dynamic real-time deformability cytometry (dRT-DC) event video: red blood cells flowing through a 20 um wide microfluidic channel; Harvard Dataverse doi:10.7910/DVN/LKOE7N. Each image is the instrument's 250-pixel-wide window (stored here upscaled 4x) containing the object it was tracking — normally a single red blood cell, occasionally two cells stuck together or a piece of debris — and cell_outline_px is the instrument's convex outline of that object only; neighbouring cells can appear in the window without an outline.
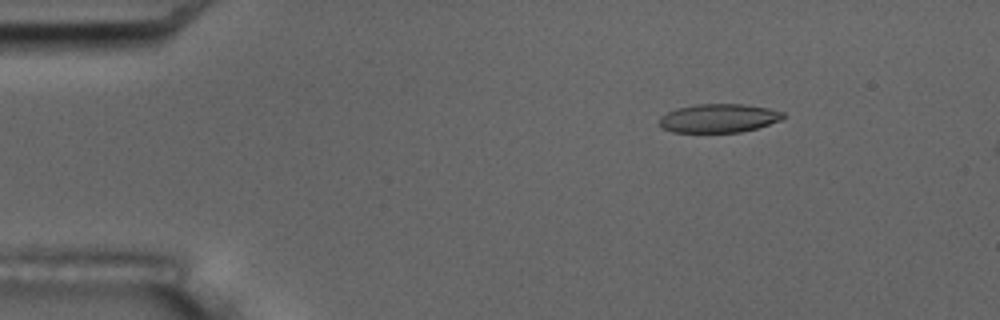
{"species": "common noctule bat (a hibernating species)", "species_latin": "Nyctalus noctula", "temperature_condition": "room temperature", "stored_images_in_passage": 5, "camera_frame_rate_fps": 3000, "um_per_image_px": 0.085, "animal": {"sex": "male", "body_mass_g": 17.5, "forearm_length_mm": 52.3}, "frame": {"image": 1, "passage_image": 3, "time_ms": 2.333, "image_size_px": [1000, 320], "cell_outline_px": [[784, 116], [780, 120], [756, 128], [740, 132], [672, 132], [660, 128], [660, 116], [676, 108], [696, 104], [744, 104], [768, 108], [784, 112]], "centroid_in_image_um": [61.06, 10.04], "position_along_channel_um": 23.9, "area_um2": 20.63}}